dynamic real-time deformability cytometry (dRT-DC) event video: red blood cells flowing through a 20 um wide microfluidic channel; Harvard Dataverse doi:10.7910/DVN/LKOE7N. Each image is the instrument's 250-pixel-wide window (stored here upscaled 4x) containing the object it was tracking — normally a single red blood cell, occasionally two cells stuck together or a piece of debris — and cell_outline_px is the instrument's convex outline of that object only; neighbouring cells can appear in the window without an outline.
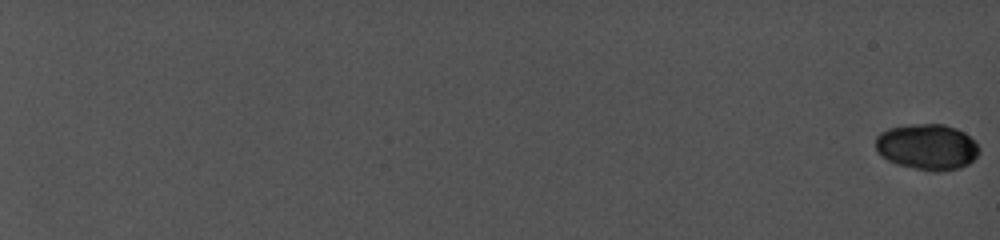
{"species": "common noctule bat (a hibernating species)", "species_latin": "Nyctalus noctula", "temperature_condition": "cold", "stored_images_in_passage": 17, "camera_frame_rate_fps": 5000, "um_per_image_px": 0.085, "animal": {"sex": "female", "body_mass_g": 19.0, "forearm_length_mm": 56.7}, "frame": {"image": 1, "passage_image": 1, "time_ms": 0.0, "image_size_px": [1000, 240], "cell_outline_px": [[980, 152], [968, 164], [960, 168], [940, 172], [932, 172], [896, 164], [880, 156], [876, 152], [876, 136], [880, 132], [888, 128], [924, 124], [944, 124], [956, 128], [964, 132], [980, 148]], "centroid_in_image_um": [78.79, 12.5], "position_along_channel_um": 6.2, "area_um2": 27.74}}
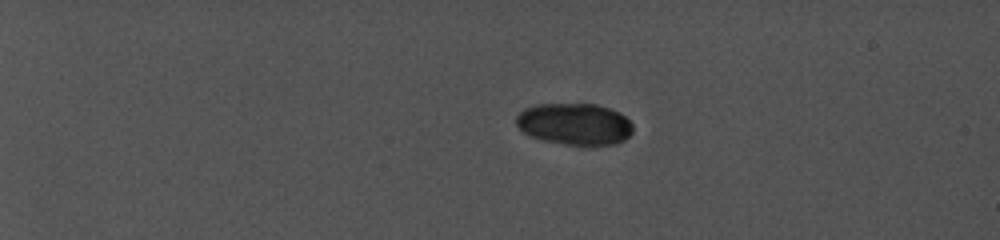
{"frame": {"image": 2, "passage_image": 10, "time_ms": 5.8, "image_size_px": [1000, 240], "cell_outline_px": [[632, 132], [624, 140], [616, 144], [592, 148], [584, 148], [540, 140], [528, 136], [516, 124], [516, 116], [524, 108], [536, 104], [596, 104], [620, 112], [632, 124]], "centroid_in_image_um": [48.84, 10.59], "position_along_channel_um": 36.2, "area_um2": 29.25}}
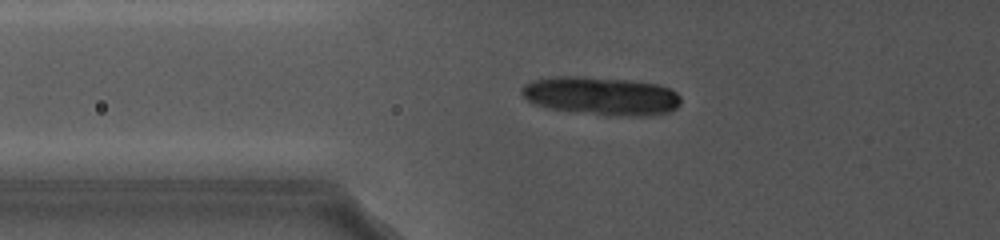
{"frame": {"image": 3, "passage_image": 17, "time_ms": 10.0, "image_size_px": [1000, 240], "cell_outline_px": [[680, 104], [676, 108], [668, 112], [640, 116], [552, 108], [528, 100], [520, 92], [520, 88], [524, 84], [532, 80], [552, 76], [584, 76], [628, 80], [656, 84], [668, 88], [676, 92], [680, 96]], "centroid_in_image_um": [51.11, 8.1], "position_along_channel_um": 74.7, "area_um2": 34.45}}